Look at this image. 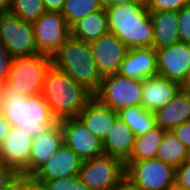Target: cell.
Segmentation results:
<instances>
[{
  "mask_svg": "<svg viewBox=\"0 0 190 190\" xmlns=\"http://www.w3.org/2000/svg\"><path fill=\"white\" fill-rule=\"evenodd\" d=\"M182 89L178 82L162 78L159 75L147 77L142 80V104L141 106L155 112L168 104Z\"/></svg>",
  "mask_w": 190,
  "mask_h": 190,
  "instance_id": "16",
  "label": "cell"
},
{
  "mask_svg": "<svg viewBox=\"0 0 190 190\" xmlns=\"http://www.w3.org/2000/svg\"><path fill=\"white\" fill-rule=\"evenodd\" d=\"M105 10L109 33L116 35L129 49L153 47V23L146 5L135 1L110 5Z\"/></svg>",
  "mask_w": 190,
  "mask_h": 190,
  "instance_id": "2",
  "label": "cell"
},
{
  "mask_svg": "<svg viewBox=\"0 0 190 190\" xmlns=\"http://www.w3.org/2000/svg\"><path fill=\"white\" fill-rule=\"evenodd\" d=\"M125 176V163L110 155L82 162L78 177L92 190H110Z\"/></svg>",
  "mask_w": 190,
  "mask_h": 190,
  "instance_id": "9",
  "label": "cell"
},
{
  "mask_svg": "<svg viewBox=\"0 0 190 190\" xmlns=\"http://www.w3.org/2000/svg\"><path fill=\"white\" fill-rule=\"evenodd\" d=\"M78 175H69L55 180H33L44 190H71V182H76Z\"/></svg>",
  "mask_w": 190,
  "mask_h": 190,
  "instance_id": "31",
  "label": "cell"
},
{
  "mask_svg": "<svg viewBox=\"0 0 190 190\" xmlns=\"http://www.w3.org/2000/svg\"><path fill=\"white\" fill-rule=\"evenodd\" d=\"M32 140L23 128L11 126L0 144V163L12 167L21 177H29Z\"/></svg>",
  "mask_w": 190,
  "mask_h": 190,
  "instance_id": "11",
  "label": "cell"
},
{
  "mask_svg": "<svg viewBox=\"0 0 190 190\" xmlns=\"http://www.w3.org/2000/svg\"><path fill=\"white\" fill-rule=\"evenodd\" d=\"M182 89L190 91V71H189V74H188V77H187L186 81L182 85Z\"/></svg>",
  "mask_w": 190,
  "mask_h": 190,
  "instance_id": "43",
  "label": "cell"
},
{
  "mask_svg": "<svg viewBox=\"0 0 190 190\" xmlns=\"http://www.w3.org/2000/svg\"><path fill=\"white\" fill-rule=\"evenodd\" d=\"M10 129V123L2 115H0V144L3 142L5 136L9 133Z\"/></svg>",
  "mask_w": 190,
  "mask_h": 190,
  "instance_id": "39",
  "label": "cell"
},
{
  "mask_svg": "<svg viewBox=\"0 0 190 190\" xmlns=\"http://www.w3.org/2000/svg\"><path fill=\"white\" fill-rule=\"evenodd\" d=\"M63 144V132L58 122L44 133H41L32 140L29 177L53 156Z\"/></svg>",
  "mask_w": 190,
  "mask_h": 190,
  "instance_id": "18",
  "label": "cell"
},
{
  "mask_svg": "<svg viewBox=\"0 0 190 190\" xmlns=\"http://www.w3.org/2000/svg\"><path fill=\"white\" fill-rule=\"evenodd\" d=\"M119 73L134 80H144L157 75L154 47L130 48L121 63Z\"/></svg>",
  "mask_w": 190,
  "mask_h": 190,
  "instance_id": "17",
  "label": "cell"
},
{
  "mask_svg": "<svg viewBox=\"0 0 190 190\" xmlns=\"http://www.w3.org/2000/svg\"><path fill=\"white\" fill-rule=\"evenodd\" d=\"M19 177L12 167L0 163V190H9Z\"/></svg>",
  "mask_w": 190,
  "mask_h": 190,
  "instance_id": "33",
  "label": "cell"
},
{
  "mask_svg": "<svg viewBox=\"0 0 190 190\" xmlns=\"http://www.w3.org/2000/svg\"><path fill=\"white\" fill-rule=\"evenodd\" d=\"M112 189L113 190H140L126 175Z\"/></svg>",
  "mask_w": 190,
  "mask_h": 190,
  "instance_id": "37",
  "label": "cell"
},
{
  "mask_svg": "<svg viewBox=\"0 0 190 190\" xmlns=\"http://www.w3.org/2000/svg\"><path fill=\"white\" fill-rule=\"evenodd\" d=\"M71 36L90 43L109 33L105 8L88 14L70 26Z\"/></svg>",
  "mask_w": 190,
  "mask_h": 190,
  "instance_id": "23",
  "label": "cell"
},
{
  "mask_svg": "<svg viewBox=\"0 0 190 190\" xmlns=\"http://www.w3.org/2000/svg\"><path fill=\"white\" fill-rule=\"evenodd\" d=\"M58 122L63 132V143L83 161L104 155L102 141L78 117L64 118Z\"/></svg>",
  "mask_w": 190,
  "mask_h": 190,
  "instance_id": "12",
  "label": "cell"
},
{
  "mask_svg": "<svg viewBox=\"0 0 190 190\" xmlns=\"http://www.w3.org/2000/svg\"><path fill=\"white\" fill-rule=\"evenodd\" d=\"M10 13L27 23H35L45 12L43 0H11Z\"/></svg>",
  "mask_w": 190,
  "mask_h": 190,
  "instance_id": "28",
  "label": "cell"
},
{
  "mask_svg": "<svg viewBox=\"0 0 190 190\" xmlns=\"http://www.w3.org/2000/svg\"><path fill=\"white\" fill-rule=\"evenodd\" d=\"M83 124L102 142L118 117L117 111L104 106L95 97L81 110L77 116Z\"/></svg>",
  "mask_w": 190,
  "mask_h": 190,
  "instance_id": "19",
  "label": "cell"
},
{
  "mask_svg": "<svg viewBox=\"0 0 190 190\" xmlns=\"http://www.w3.org/2000/svg\"><path fill=\"white\" fill-rule=\"evenodd\" d=\"M178 33L180 42L190 44V5L178 11Z\"/></svg>",
  "mask_w": 190,
  "mask_h": 190,
  "instance_id": "30",
  "label": "cell"
},
{
  "mask_svg": "<svg viewBox=\"0 0 190 190\" xmlns=\"http://www.w3.org/2000/svg\"><path fill=\"white\" fill-rule=\"evenodd\" d=\"M46 11H57L63 10L65 0H43Z\"/></svg>",
  "mask_w": 190,
  "mask_h": 190,
  "instance_id": "38",
  "label": "cell"
},
{
  "mask_svg": "<svg viewBox=\"0 0 190 190\" xmlns=\"http://www.w3.org/2000/svg\"><path fill=\"white\" fill-rule=\"evenodd\" d=\"M11 9V0H0V13H7Z\"/></svg>",
  "mask_w": 190,
  "mask_h": 190,
  "instance_id": "42",
  "label": "cell"
},
{
  "mask_svg": "<svg viewBox=\"0 0 190 190\" xmlns=\"http://www.w3.org/2000/svg\"><path fill=\"white\" fill-rule=\"evenodd\" d=\"M187 5H190V0H149L146 7L148 11H179Z\"/></svg>",
  "mask_w": 190,
  "mask_h": 190,
  "instance_id": "29",
  "label": "cell"
},
{
  "mask_svg": "<svg viewBox=\"0 0 190 190\" xmlns=\"http://www.w3.org/2000/svg\"><path fill=\"white\" fill-rule=\"evenodd\" d=\"M0 42L12 58L30 57L39 53L33 25L10 12L0 13Z\"/></svg>",
  "mask_w": 190,
  "mask_h": 190,
  "instance_id": "7",
  "label": "cell"
},
{
  "mask_svg": "<svg viewBox=\"0 0 190 190\" xmlns=\"http://www.w3.org/2000/svg\"><path fill=\"white\" fill-rule=\"evenodd\" d=\"M189 157L190 152L186 146L172 133V131H166L157 149L156 159L166 162L176 169Z\"/></svg>",
  "mask_w": 190,
  "mask_h": 190,
  "instance_id": "25",
  "label": "cell"
},
{
  "mask_svg": "<svg viewBox=\"0 0 190 190\" xmlns=\"http://www.w3.org/2000/svg\"><path fill=\"white\" fill-rule=\"evenodd\" d=\"M166 131L160 126L155 125L147 133L136 136L134 148L127 161H143L155 159L157 149L162 142Z\"/></svg>",
  "mask_w": 190,
  "mask_h": 190,
  "instance_id": "24",
  "label": "cell"
},
{
  "mask_svg": "<svg viewBox=\"0 0 190 190\" xmlns=\"http://www.w3.org/2000/svg\"><path fill=\"white\" fill-rule=\"evenodd\" d=\"M134 1L147 5L149 0H134Z\"/></svg>",
  "mask_w": 190,
  "mask_h": 190,
  "instance_id": "46",
  "label": "cell"
},
{
  "mask_svg": "<svg viewBox=\"0 0 190 190\" xmlns=\"http://www.w3.org/2000/svg\"><path fill=\"white\" fill-rule=\"evenodd\" d=\"M52 64L67 73L93 96L100 88V75L90 44L70 36L52 55Z\"/></svg>",
  "mask_w": 190,
  "mask_h": 190,
  "instance_id": "4",
  "label": "cell"
},
{
  "mask_svg": "<svg viewBox=\"0 0 190 190\" xmlns=\"http://www.w3.org/2000/svg\"><path fill=\"white\" fill-rule=\"evenodd\" d=\"M175 184L190 190V157L175 170Z\"/></svg>",
  "mask_w": 190,
  "mask_h": 190,
  "instance_id": "32",
  "label": "cell"
},
{
  "mask_svg": "<svg viewBox=\"0 0 190 190\" xmlns=\"http://www.w3.org/2000/svg\"><path fill=\"white\" fill-rule=\"evenodd\" d=\"M83 160L63 143L58 151L41 165L31 176L32 180H55L78 175Z\"/></svg>",
  "mask_w": 190,
  "mask_h": 190,
  "instance_id": "15",
  "label": "cell"
},
{
  "mask_svg": "<svg viewBox=\"0 0 190 190\" xmlns=\"http://www.w3.org/2000/svg\"><path fill=\"white\" fill-rule=\"evenodd\" d=\"M166 190H184L182 187H179L178 185L174 184L170 187H168Z\"/></svg>",
  "mask_w": 190,
  "mask_h": 190,
  "instance_id": "44",
  "label": "cell"
},
{
  "mask_svg": "<svg viewBox=\"0 0 190 190\" xmlns=\"http://www.w3.org/2000/svg\"><path fill=\"white\" fill-rule=\"evenodd\" d=\"M153 23V47L163 48L180 42L178 11H149Z\"/></svg>",
  "mask_w": 190,
  "mask_h": 190,
  "instance_id": "22",
  "label": "cell"
},
{
  "mask_svg": "<svg viewBox=\"0 0 190 190\" xmlns=\"http://www.w3.org/2000/svg\"><path fill=\"white\" fill-rule=\"evenodd\" d=\"M52 65V56L38 53L12 59L6 83L26 96L41 94L45 76Z\"/></svg>",
  "mask_w": 190,
  "mask_h": 190,
  "instance_id": "5",
  "label": "cell"
},
{
  "mask_svg": "<svg viewBox=\"0 0 190 190\" xmlns=\"http://www.w3.org/2000/svg\"><path fill=\"white\" fill-rule=\"evenodd\" d=\"M94 97L115 111L141 106L142 80H134L120 73L107 75L103 77Z\"/></svg>",
  "mask_w": 190,
  "mask_h": 190,
  "instance_id": "6",
  "label": "cell"
},
{
  "mask_svg": "<svg viewBox=\"0 0 190 190\" xmlns=\"http://www.w3.org/2000/svg\"><path fill=\"white\" fill-rule=\"evenodd\" d=\"M175 170L156 158L125 162V175L140 190H166L175 184Z\"/></svg>",
  "mask_w": 190,
  "mask_h": 190,
  "instance_id": "8",
  "label": "cell"
},
{
  "mask_svg": "<svg viewBox=\"0 0 190 190\" xmlns=\"http://www.w3.org/2000/svg\"><path fill=\"white\" fill-rule=\"evenodd\" d=\"M100 4L103 8H106L110 5H121L126 3H132L135 2L134 0H99Z\"/></svg>",
  "mask_w": 190,
  "mask_h": 190,
  "instance_id": "40",
  "label": "cell"
},
{
  "mask_svg": "<svg viewBox=\"0 0 190 190\" xmlns=\"http://www.w3.org/2000/svg\"><path fill=\"white\" fill-rule=\"evenodd\" d=\"M156 125L171 131L180 124L190 121V91L181 89L165 106L154 112Z\"/></svg>",
  "mask_w": 190,
  "mask_h": 190,
  "instance_id": "20",
  "label": "cell"
},
{
  "mask_svg": "<svg viewBox=\"0 0 190 190\" xmlns=\"http://www.w3.org/2000/svg\"><path fill=\"white\" fill-rule=\"evenodd\" d=\"M71 190H92L79 177L76 182H71Z\"/></svg>",
  "mask_w": 190,
  "mask_h": 190,
  "instance_id": "41",
  "label": "cell"
},
{
  "mask_svg": "<svg viewBox=\"0 0 190 190\" xmlns=\"http://www.w3.org/2000/svg\"><path fill=\"white\" fill-rule=\"evenodd\" d=\"M9 190H44L41 185L30 177H19Z\"/></svg>",
  "mask_w": 190,
  "mask_h": 190,
  "instance_id": "35",
  "label": "cell"
},
{
  "mask_svg": "<svg viewBox=\"0 0 190 190\" xmlns=\"http://www.w3.org/2000/svg\"><path fill=\"white\" fill-rule=\"evenodd\" d=\"M41 94L58 121L77 117L94 97L67 73L56 68L53 64L46 73Z\"/></svg>",
  "mask_w": 190,
  "mask_h": 190,
  "instance_id": "3",
  "label": "cell"
},
{
  "mask_svg": "<svg viewBox=\"0 0 190 190\" xmlns=\"http://www.w3.org/2000/svg\"><path fill=\"white\" fill-rule=\"evenodd\" d=\"M171 131L190 152V121L180 124Z\"/></svg>",
  "mask_w": 190,
  "mask_h": 190,
  "instance_id": "36",
  "label": "cell"
},
{
  "mask_svg": "<svg viewBox=\"0 0 190 190\" xmlns=\"http://www.w3.org/2000/svg\"><path fill=\"white\" fill-rule=\"evenodd\" d=\"M3 105H4V100H3V96L0 92V115L2 114V111H3Z\"/></svg>",
  "mask_w": 190,
  "mask_h": 190,
  "instance_id": "45",
  "label": "cell"
},
{
  "mask_svg": "<svg viewBox=\"0 0 190 190\" xmlns=\"http://www.w3.org/2000/svg\"><path fill=\"white\" fill-rule=\"evenodd\" d=\"M89 44L102 77L119 73L129 48L116 35L108 33Z\"/></svg>",
  "mask_w": 190,
  "mask_h": 190,
  "instance_id": "14",
  "label": "cell"
},
{
  "mask_svg": "<svg viewBox=\"0 0 190 190\" xmlns=\"http://www.w3.org/2000/svg\"><path fill=\"white\" fill-rule=\"evenodd\" d=\"M119 118L130 127L135 136L147 133L156 125L155 114L142 106L123 108L117 111Z\"/></svg>",
  "mask_w": 190,
  "mask_h": 190,
  "instance_id": "26",
  "label": "cell"
},
{
  "mask_svg": "<svg viewBox=\"0 0 190 190\" xmlns=\"http://www.w3.org/2000/svg\"><path fill=\"white\" fill-rule=\"evenodd\" d=\"M102 8L99 0H65L61 13L71 26L79 19Z\"/></svg>",
  "mask_w": 190,
  "mask_h": 190,
  "instance_id": "27",
  "label": "cell"
},
{
  "mask_svg": "<svg viewBox=\"0 0 190 190\" xmlns=\"http://www.w3.org/2000/svg\"><path fill=\"white\" fill-rule=\"evenodd\" d=\"M155 51L157 75L183 85L190 71V44L177 42Z\"/></svg>",
  "mask_w": 190,
  "mask_h": 190,
  "instance_id": "13",
  "label": "cell"
},
{
  "mask_svg": "<svg viewBox=\"0 0 190 190\" xmlns=\"http://www.w3.org/2000/svg\"><path fill=\"white\" fill-rule=\"evenodd\" d=\"M12 57L6 47L0 42V82L5 83L9 77Z\"/></svg>",
  "mask_w": 190,
  "mask_h": 190,
  "instance_id": "34",
  "label": "cell"
},
{
  "mask_svg": "<svg viewBox=\"0 0 190 190\" xmlns=\"http://www.w3.org/2000/svg\"><path fill=\"white\" fill-rule=\"evenodd\" d=\"M135 137L130 127L118 116L102 142L104 154L118 158L125 163L133 151Z\"/></svg>",
  "mask_w": 190,
  "mask_h": 190,
  "instance_id": "21",
  "label": "cell"
},
{
  "mask_svg": "<svg viewBox=\"0 0 190 190\" xmlns=\"http://www.w3.org/2000/svg\"><path fill=\"white\" fill-rule=\"evenodd\" d=\"M32 25L36 48L41 54L52 56L71 36L70 25L61 12L46 11Z\"/></svg>",
  "mask_w": 190,
  "mask_h": 190,
  "instance_id": "10",
  "label": "cell"
},
{
  "mask_svg": "<svg viewBox=\"0 0 190 190\" xmlns=\"http://www.w3.org/2000/svg\"><path fill=\"white\" fill-rule=\"evenodd\" d=\"M0 92L4 100L1 115L11 126L23 128L32 138L58 123L42 94L26 96L6 82L1 83Z\"/></svg>",
  "mask_w": 190,
  "mask_h": 190,
  "instance_id": "1",
  "label": "cell"
}]
</instances>
